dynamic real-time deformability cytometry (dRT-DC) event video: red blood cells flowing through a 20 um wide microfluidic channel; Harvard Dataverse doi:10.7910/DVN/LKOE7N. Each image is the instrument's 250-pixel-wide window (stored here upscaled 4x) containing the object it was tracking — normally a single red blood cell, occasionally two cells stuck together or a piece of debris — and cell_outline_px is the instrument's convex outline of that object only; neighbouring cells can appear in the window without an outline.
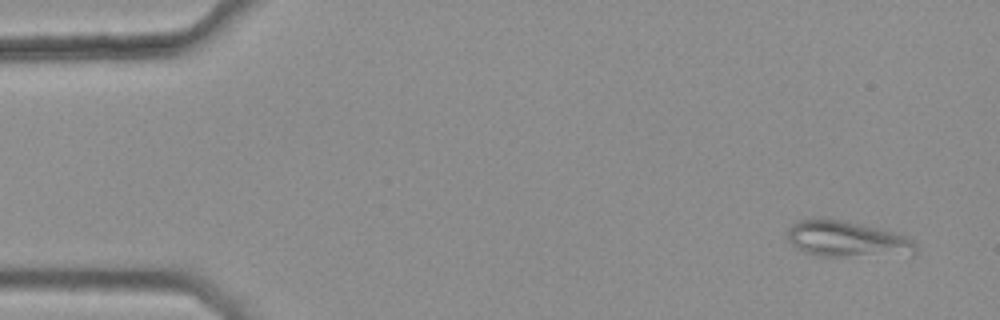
{"species": "common noctule bat (a hibernating species)", "species_latin": "Nyctalus noctula", "temperature_condition": "warm", "stored_images_in_passage": 5, "camera_frame_rate_fps": 3000, "um_per_image_px": 0.085, "animal": {"sex": "female", "body_mass_g": 25.1}, "frame": {"image": 1, "passage_image": 1, "time_ms": 0.0, "image_size_px": [1000, 320], "cell_outline_px": [[916, 252], [836, 256], [816, 256], [804, 252], [796, 248], [792, 244], [788, 236], [788, 228], [792, 224], [800, 220], [836, 220], [876, 228], [908, 236], [916, 244]], "centroid_in_image_um": [71.91, 20.32], "position_along_channel_um": 13.1, "area_um2": 25.49}}